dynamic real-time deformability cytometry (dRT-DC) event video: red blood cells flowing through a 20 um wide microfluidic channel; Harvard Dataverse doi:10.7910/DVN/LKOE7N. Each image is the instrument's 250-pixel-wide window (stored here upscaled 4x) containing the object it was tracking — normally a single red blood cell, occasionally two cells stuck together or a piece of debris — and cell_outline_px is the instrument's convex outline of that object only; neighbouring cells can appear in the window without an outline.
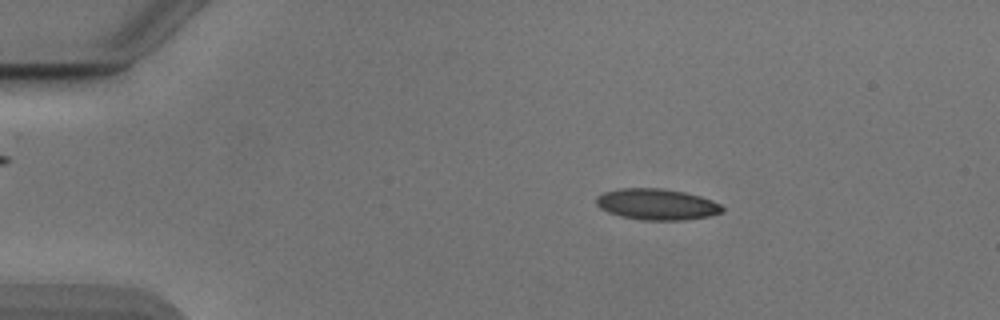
{"species": "Egyptian fruit bat (a non-hibernating species)", "species_latin": "Rousettus aegyptiacus", "temperature_condition": "cold", "stored_images_in_passage": 47, "camera_frame_rate_fps": 3000, "um_per_image_px": 0.085, "animal": {"sex": "male"}, "frame": {"image": 1, "passage_image": 4, "time_ms": 1.0, "image_size_px": [1000, 320], "cell_outline_px": [[724, 212], [708, 216], [680, 220], [640, 220], [620, 216], [608, 212], [600, 208], [596, 204], [596, 196], [604, 192], [620, 188], [664, 188], [684, 192], [700, 196], [712, 200], [720, 204], [724, 208]], "centroid_in_image_um": [55.82, 17.36], "position_along_channel_um": 29.2, "area_um2": 22.95}}
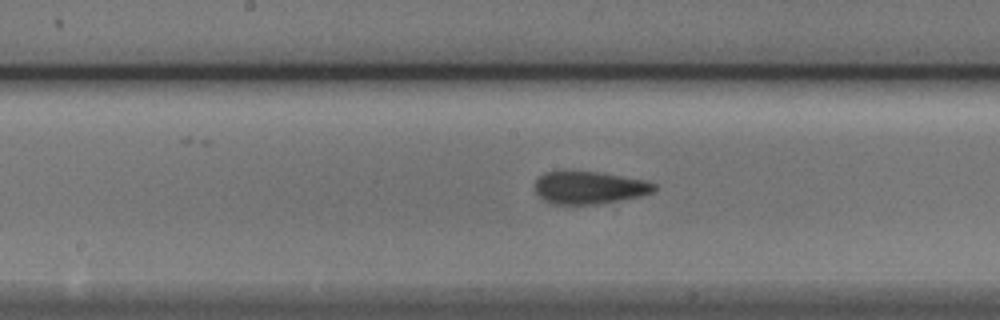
{"frame": {"image": 2, "passage_image": 22, "time_ms": 7.0, "image_size_px": [1000, 320], "cell_outline_px": [[656, 188], [652, 192], [640, 196], [600, 204], [552, 204], [544, 200], [536, 192], [536, 180], [544, 172], [560, 168], [568, 168], [596, 172], [620, 176], [640, 180], [656, 184]], "centroid_in_image_um": [50.0, 15.91], "position_along_channel_um": 198.2, "area_um2": 23.0}}
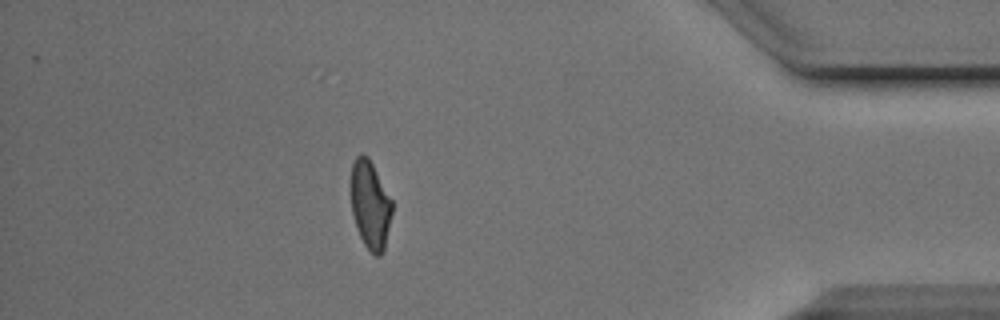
{"frame": {"image": 3, "passage_image": 41, "time_ms": 13.333, "image_size_px": [1000, 320], "cell_outline_px": [[392, 212], [384, 252], [380, 256], [376, 256], [364, 244], [356, 228], [352, 212], [352, 164], [356, 156], [368, 156], [392, 200]], "centroid_in_image_um": [31.49, 17.45], "position_along_channel_um": 403.7, "area_um2": 20.81}, "authors_computed_cell_mechanics": {"area_um2": 22.4842, "velocity_mm_per_s": 3.8978, "shape_relaxation_time_tau1_ms": 3.4176, "shape_relaxation_time_tau2_ms": 1.4693, "deformation_change_tau1": 0.1275, "deformation_change_tau2": 0.0684}}